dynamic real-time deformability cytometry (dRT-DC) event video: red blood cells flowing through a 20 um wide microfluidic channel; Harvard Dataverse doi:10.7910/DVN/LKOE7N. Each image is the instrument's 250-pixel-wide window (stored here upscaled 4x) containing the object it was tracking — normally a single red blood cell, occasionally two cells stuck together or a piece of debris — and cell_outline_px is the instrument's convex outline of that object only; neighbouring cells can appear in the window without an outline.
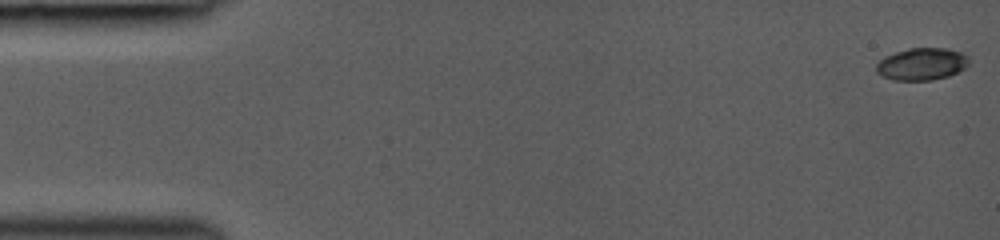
{"species": "common noctule bat (a hibernating species)", "species_latin": "Nyctalus noctula", "temperature_condition": "room temperature", "stored_images_in_passage": 49, "camera_frame_rate_fps": 3000, "um_per_image_px": 0.085, "animal": {"sex": "female", "body_mass_g": 19.0, "forearm_length_mm": 53.3}, "frame": {"image": 1, "passage_image": 1, "time_ms": 0.0, "image_size_px": [1000, 240], "cell_outline_px": [[968, 64], [964, 68], [948, 76], [932, 80], [892, 80], [876, 72], [876, 64], [884, 56], [908, 48], [948, 48], [960, 52], [968, 56]], "centroid_in_image_um": [78.34, 5.44], "position_along_channel_um": 6.7, "area_um2": 17.34}}
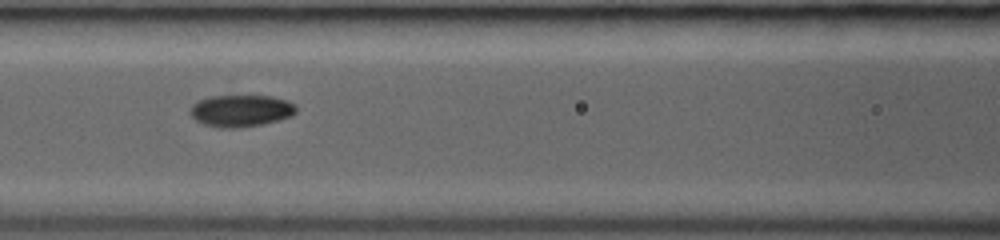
{"frame": {"image": 2, "passage_image": 21, "time_ms": 6.667, "image_size_px": [1000, 240], "cell_outline_px": [[296, 112], [292, 116], [260, 124], [240, 128], [220, 128], [204, 124], [196, 120], [188, 112], [192, 104], [200, 100], [212, 96], [268, 96], [288, 100], [296, 104]], "centroid_in_image_um": [20.47, 9.41], "position_along_channel_um": 146.1, "area_um2": 19.65}}
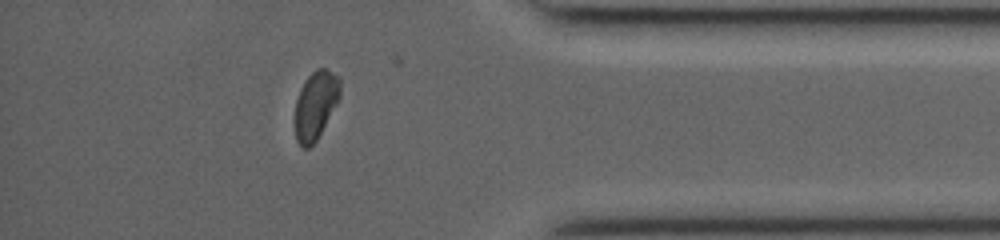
{"frame": {"image": 3, "passage_image": 42, "time_ms": 13.0, "image_size_px": [1000, 240], "cell_outline_px": [[340, 96], [336, 104], [316, 140], [308, 148], [304, 148], [296, 140], [292, 120], [296, 100], [300, 88], [308, 76], [316, 68], [324, 68], [340, 76]], "centroid_in_image_um": [26.78, 8.93], "position_along_channel_um": 408.4, "area_um2": 18.15}}